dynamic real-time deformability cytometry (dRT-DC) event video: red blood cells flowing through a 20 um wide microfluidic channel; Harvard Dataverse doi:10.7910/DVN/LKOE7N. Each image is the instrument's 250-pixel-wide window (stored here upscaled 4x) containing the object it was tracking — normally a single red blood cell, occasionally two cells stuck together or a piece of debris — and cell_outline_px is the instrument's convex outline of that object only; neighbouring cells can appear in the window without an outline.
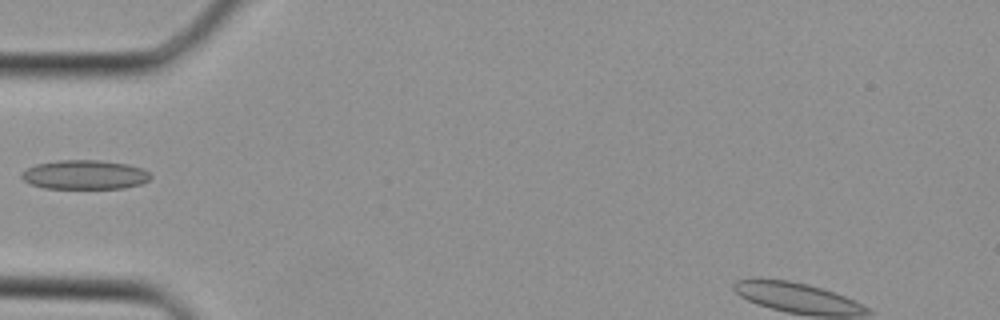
{"species": "Egyptian fruit bat (a non-hibernating species)", "species_latin": "Rousettus aegyptiacus", "temperature_condition": "cold", "stored_images_in_passage": 17, "camera_frame_rate_fps": 3000, "um_per_image_px": 0.085, "animal": {"sex": "female"}, "frame": {"image": 1, "passage_image": 1, "time_ms": 0.0, "image_size_px": [1000, 320], "cell_outline_px": [[152, 176], [148, 180], [140, 184], [124, 188], [44, 188], [28, 184], [20, 176], [20, 172], [36, 164], [56, 160], [100, 160], [128, 164], [144, 168]], "centroid_in_image_um": [7.18, 14.84], "position_along_channel_um": 77.8, "area_um2": 22.14}}
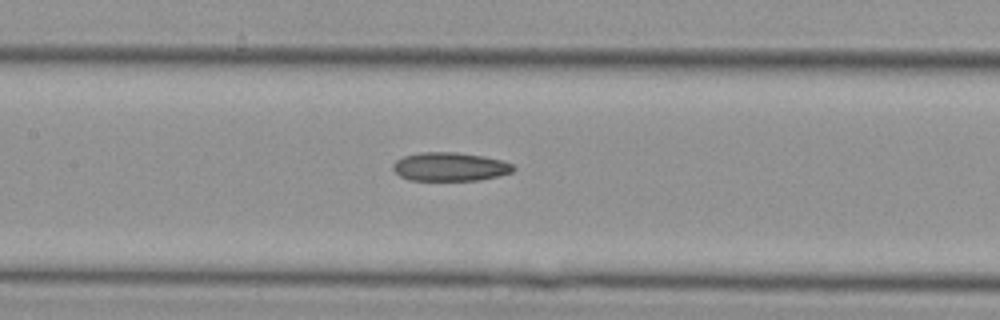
{"frame": {"image": 2, "passage_image": 6, "time_ms": 1.667, "image_size_px": [1000, 320], "cell_outline_px": [[516, 168], [512, 172], [480, 180], [408, 180], [400, 176], [392, 168], [392, 164], [396, 160], [404, 156], [424, 152], [456, 152], [484, 156], [500, 160], [512, 164]], "centroid_in_image_um": [38.23, 14.17], "position_along_channel_um": 169.2, "area_um2": 20.0}}
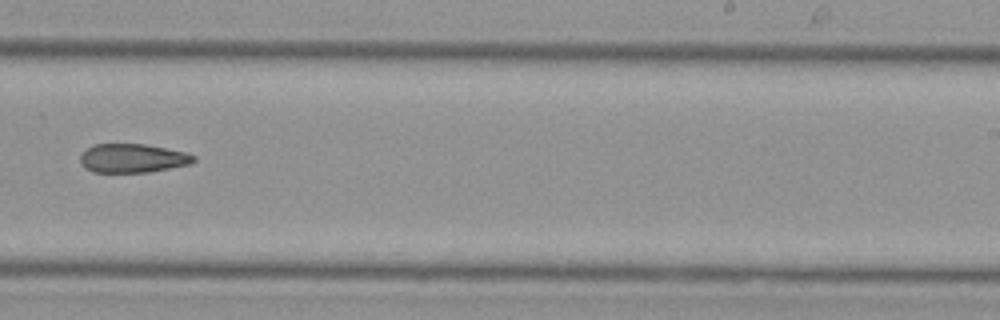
{"frame": {"image": 3, "passage_image": 12, "time_ms": 3.667, "image_size_px": [1000, 320], "cell_outline_px": [[196, 160], [192, 164], [148, 172], [92, 172], [84, 168], [80, 160], [80, 156], [92, 144], [144, 144], [184, 152], [196, 156]], "centroid_in_image_um": [11.27, 13.45], "position_along_channel_um": 277.7, "area_um2": 19.02}}